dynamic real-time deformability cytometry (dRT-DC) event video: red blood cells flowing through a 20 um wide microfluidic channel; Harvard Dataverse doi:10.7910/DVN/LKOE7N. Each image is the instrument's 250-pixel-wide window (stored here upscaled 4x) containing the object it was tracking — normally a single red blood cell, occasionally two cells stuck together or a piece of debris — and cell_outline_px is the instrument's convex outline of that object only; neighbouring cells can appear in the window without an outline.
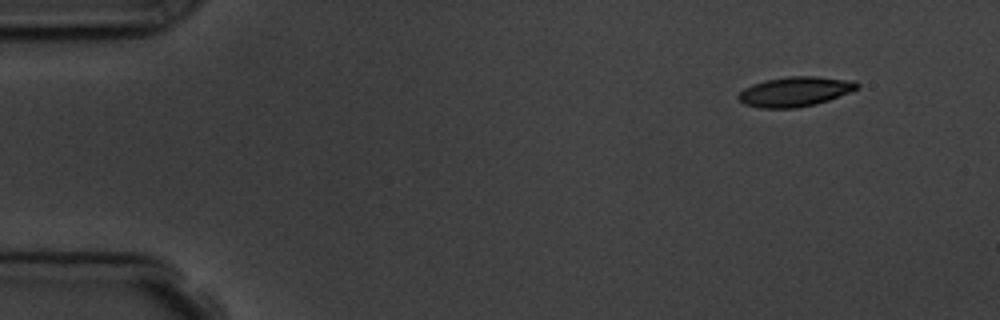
{"species": "common noctule bat (a hibernating species)", "species_latin": "Nyctalus noctula", "temperature_condition": "room temperature", "stored_images_in_passage": 5, "camera_frame_rate_fps": 3000, "um_per_image_px": 0.085, "animal": {"sex": "male", "body_mass_g": 19.5, "forearm_length_mm": 54.6}, "frame": {"image": 1, "passage_image": 1, "time_ms": 0.0, "image_size_px": [1000, 320], "cell_outline_px": [[860, 88], [852, 92], [816, 104], [796, 108], [760, 108], [744, 104], [736, 96], [744, 88], [752, 84], [764, 80], [784, 76], [816, 76], [856, 80], [860, 84]], "centroid_in_image_um": [67.62, 7.77], "position_along_channel_um": 17.4, "area_um2": 20.98}}
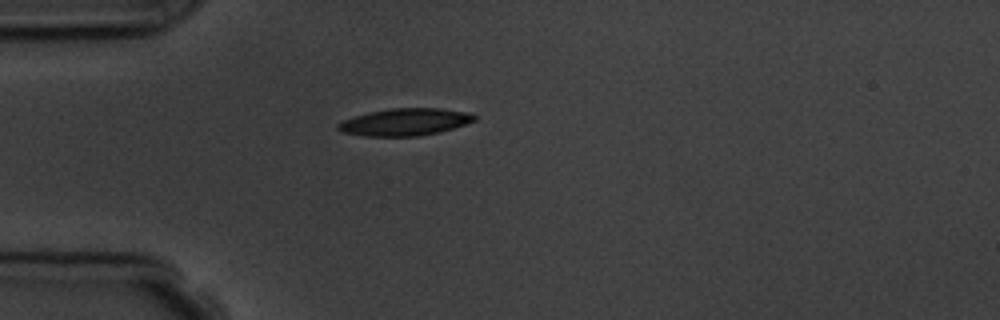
{"frame": {"image": 2, "passage_image": 4, "time_ms": 3.333, "image_size_px": [1000, 320], "cell_outline_px": [[476, 120], [440, 132], [416, 136], [364, 136], [340, 132], [336, 128], [336, 124], [344, 120], [368, 112], [392, 108], [440, 108], [468, 112], [476, 116]], "centroid_in_image_um": [34.39, 10.37], "position_along_channel_um": 50.6, "area_um2": 21.56}}